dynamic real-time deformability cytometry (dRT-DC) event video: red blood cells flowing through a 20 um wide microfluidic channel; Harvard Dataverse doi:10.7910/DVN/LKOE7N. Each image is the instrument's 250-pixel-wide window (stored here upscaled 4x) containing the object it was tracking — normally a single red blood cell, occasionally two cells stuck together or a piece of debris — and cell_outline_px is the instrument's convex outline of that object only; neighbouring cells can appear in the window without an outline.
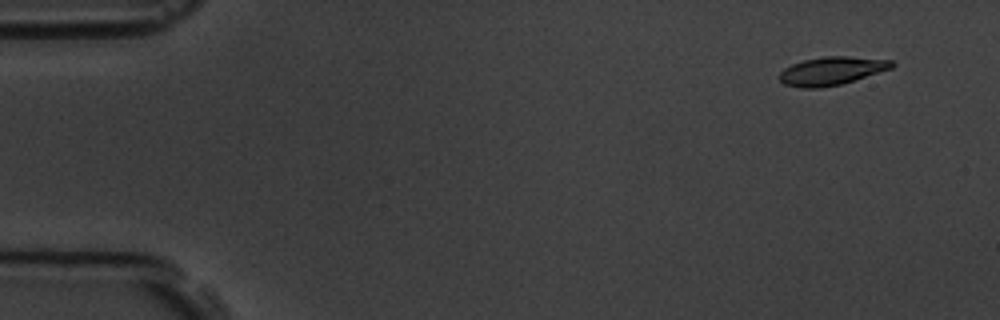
{"species": "common noctule bat (a hibernating species)", "species_latin": "Nyctalus noctula", "temperature_condition": "room temperature", "stored_images_in_passage": 15, "camera_frame_rate_fps": 3000, "um_per_image_px": 0.085, "animal": {"sex": "male", "body_mass_g": 19.5, "forearm_length_mm": 54.6}, "frame": {"image": 1, "passage_image": 2, "time_ms": 1.0, "image_size_px": [1000, 320], "cell_outline_px": [[896, 64], [892, 68], [840, 84], [820, 88], [800, 88], [784, 84], [780, 80], [780, 72], [784, 68], [792, 64], [804, 60], [824, 56], [848, 56], [892, 60]], "centroid_in_image_um": [70.68, 6.02], "position_along_channel_um": 14.3, "area_um2": 18.38}}
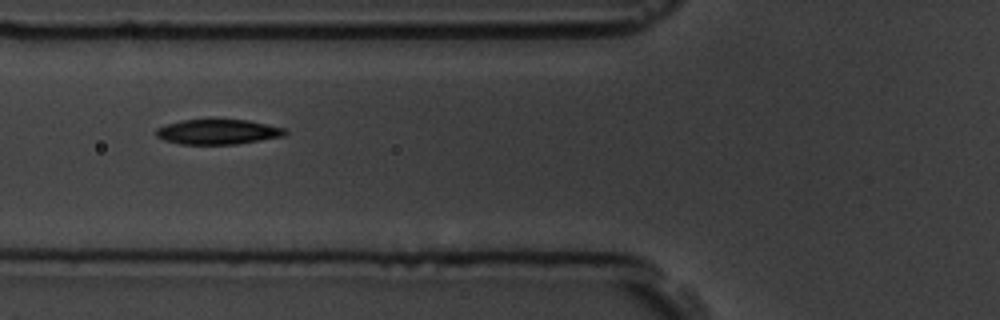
{"frame": {"image": 2, "passage_image": 6, "time_ms": 6.667, "image_size_px": [1000, 320], "cell_outline_px": [[288, 132], [284, 136], [236, 144], [180, 144], [164, 140], [156, 136], [156, 128], [180, 120], [212, 116], [248, 120], [288, 128]], "centroid_in_image_um": [18.54, 11.15], "position_along_channel_um": 107.3, "area_um2": 19.77}}
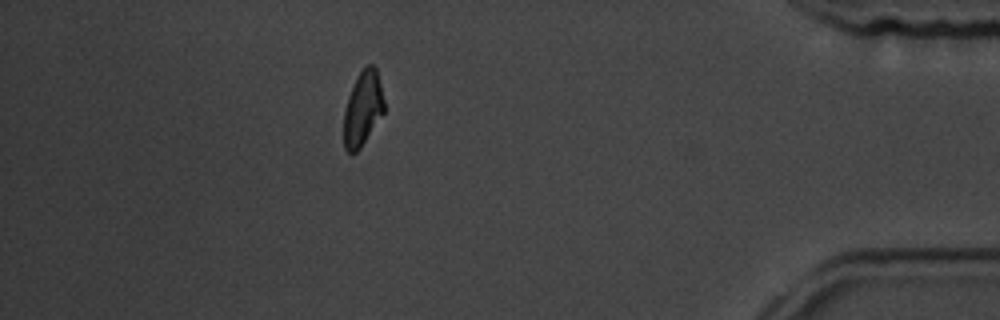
{"frame": {"image": 3, "passage_image": 14, "time_ms": 16.0, "image_size_px": [1000, 320], "cell_outline_px": [[384, 112], [360, 148], [356, 152], [348, 152], [344, 148], [344, 112], [348, 96], [356, 76], [368, 64], [372, 64], [376, 68], [384, 100]], "centroid_in_image_um": [30.83, 9.21], "position_along_channel_um": 404.4, "area_um2": 17.34}, "authors_computed_cell_mechanics": {"area_um2": 18.6116, "velocity_mm_per_s": 3.6791, "shape_relaxation_time_tau1_ms": 2.2924, "shape_relaxation_time_tau2_ms": null, "deformation_change_tau1": 0.092, "deformation_change_tau2": null}}